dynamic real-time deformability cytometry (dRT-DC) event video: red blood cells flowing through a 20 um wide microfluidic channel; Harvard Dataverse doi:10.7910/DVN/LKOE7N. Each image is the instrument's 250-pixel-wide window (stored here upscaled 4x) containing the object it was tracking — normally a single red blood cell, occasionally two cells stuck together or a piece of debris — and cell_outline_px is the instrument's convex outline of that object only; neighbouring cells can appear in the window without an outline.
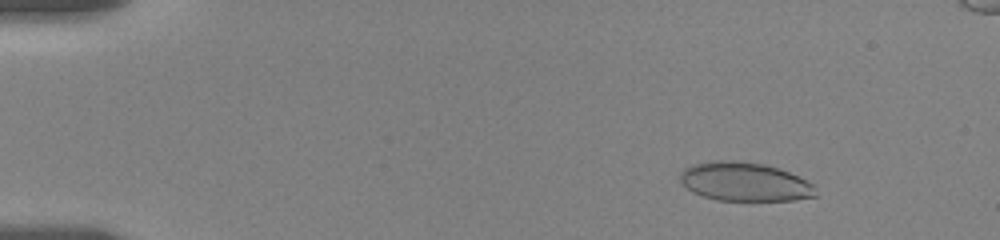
{"species": "human", "species_latin": "Homo sapiens", "temperature_condition": "room temperature", "stored_images_in_passage": 59, "camera_frame_rate_fps": 3000, "um_per_image_px": 0.085, "donor": {"sex": "female"}, "frame": {"image": 1, "passage_image": 8, "time_ms": 2.333, "image_size_px": [1000, 240], "cell_outline_px": [[816, 196], [796, 200], [716, 200], [692, 192], [680, 180], [680, 172], [684, 168], [692, 164], [712, 160], [736, 160], [764, 164], [788, 172], [816, 184]], "centroid_in_image_um": [63.3, 15.44], "position_along_channel_um": 21.7, "area_um2": 30.75}}
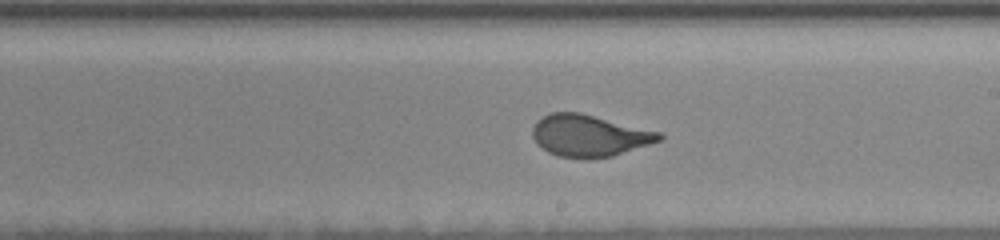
{"frame": {"image": 2, "passage_image": 35, "time_ms": 11.333, "image_size_px": [1000, 240], "cell_outline_px": [[664, 140], [612, 156], [556, 156], [540, 148], [536, 144], [532, 136], [532, 128], [536, 120], [552, 112], [580, 112], [660, 132], [664, 136]], "centroid_in_image_um": [50.07, 11.5], "position_along_channel_um": 238.9, "area_um2": 30.52}}
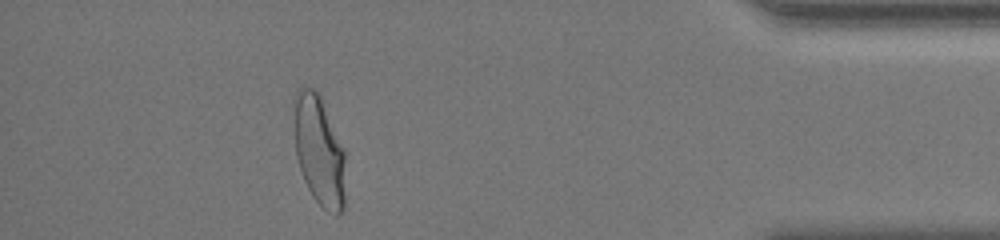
{"frame": {"image": 3, "passage_image": 53, "time_ms": 17.333, "image_size_px": [1000, 240], "cell_outline_px": [[344, 208], [336, 216], [328, 212], [312, 196], [304, 180], [296, 156], [292, 104], [292, 100], [296, 92], [300, 88], [312, 88], [324, 100], [344, 148]], "centroid_in_image_um": [27.11, 12.75], "position_along_channel_um": 408.1, "area_um2": 33.47}}